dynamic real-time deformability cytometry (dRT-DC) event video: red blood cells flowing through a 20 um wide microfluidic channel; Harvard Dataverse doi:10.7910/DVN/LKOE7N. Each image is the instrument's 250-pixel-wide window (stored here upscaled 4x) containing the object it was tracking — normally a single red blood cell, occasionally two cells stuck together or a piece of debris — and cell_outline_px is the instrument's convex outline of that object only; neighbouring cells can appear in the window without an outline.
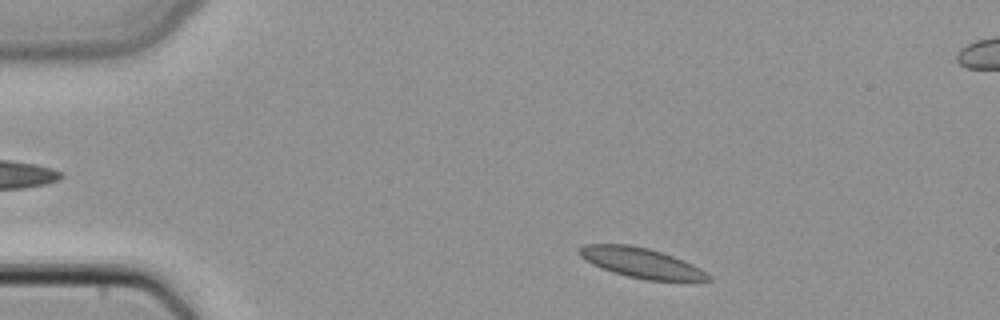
{"species": "common noctule bat (a hibernating species)", "species_latin": "Nyctalus noctula", "temperature_condition": "cold", "stored_images_in_passage": 44, "camera_frame_rate_fps": 3000, "um_per_image_px": 0.085, "animal": {"sex": "female", "body_mass_g": 22.7, "forearm_length_mm": 54.2}, "frame": {"image": 1, "passage_image": 3, "time_ms": 0.667, "image_size_px": [1000, 320], "cell_outline_px": [[712, 280], [692, 284], [644, 280], [612, 272], [592, 264], [584, 260], [576, 252], [584, 244], [628, 244], [648, 248], [664, 252], [684, 260], [700, 268], [712, 276]], "centroid_in_image_um": [54.63, 22.39], "position_along_channel_um": 30.4, "area_um2": 23.58}}
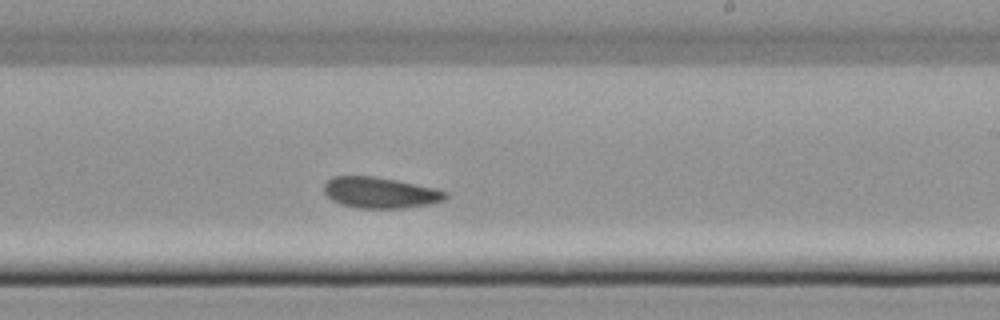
{"frame": {"image": 2, "passage_image": 24, "time_ms": 7.667, "image_size_px": [1000, 320], "cell_outline_px": [[448, 196], [444, 200], [428, 204], [404, 208], [356, 208], [340, 204], [332, 200], [324, 192], [324, 184], [332, 176], [372, 176], [396, 180], [436, 188], [448, 192]], "centroid_in_image_um": [32.31, 16.37], "position_along_channel_um": 256.7, "area_um2": 21.96}}
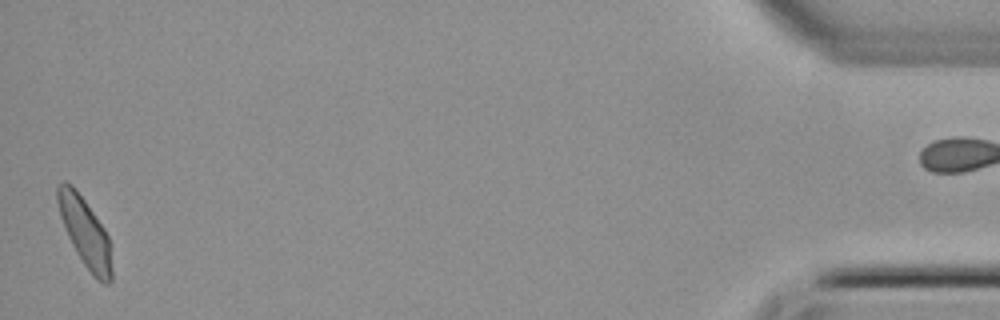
{"frame": {"image": 3, "passage_image": 43, "time_ms": 14.0, "image_size_px": [1000, 320], "cell_outline_px": [[112, 280], [108, 284], [104, 284], [96, 280], [92, 276], [76, 252], [68, 236], [60, 216], [56, 200], [56, 184], [64, 180], [72, 184], [84, 200], [104, 228], [108, 236], [112, 268]], "centroid_in_image_um": [7.21, 19.74], "position_along_channel_um": 428.0, "area_um2": 21.79}}